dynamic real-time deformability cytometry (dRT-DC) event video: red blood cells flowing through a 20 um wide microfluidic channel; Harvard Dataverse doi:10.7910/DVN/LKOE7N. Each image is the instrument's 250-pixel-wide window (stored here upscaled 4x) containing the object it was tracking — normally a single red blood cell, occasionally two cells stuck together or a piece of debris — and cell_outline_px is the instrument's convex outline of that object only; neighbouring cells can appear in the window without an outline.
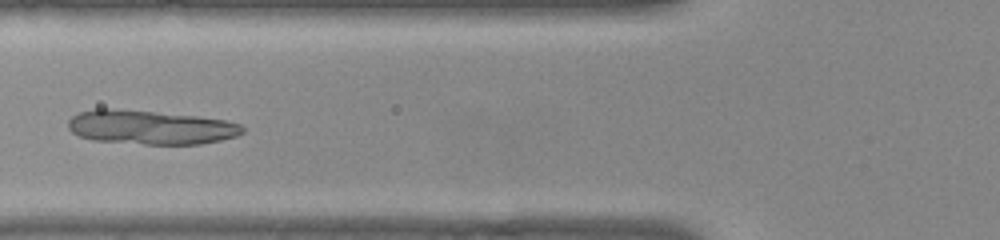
{"species": "common noctule bat (a hibernating species)", "species_latin": "Nyctalus noctula", "temperature_condition": "warm", "stored_images_in_passage": 47, "camera_frame_rate_fps": 3000, "um_per_image_px": 0.085, "animal": {"sex": "female", "body_mass_g": 22.0, "forearm_length_mm": 56.7}, "frame": {"image": 1, "passage_image": 14, "time_ms": 4.333, "image_size_px": [1000, 240], "cell_outline_px": [[244, 132], [236, 136], [220, 140], [200, 144], [144, 144], [92, 140], [80, 136], [72, 132], [68, 128], [68, 120], [76, 112], [96, 108], [104, 108], [152, 112], [196, 116], [224, 120], [240, 124], [244, 128]], "centroid_in_image_um": [12.75, 10.82], "position_along_channel_um": 113.1, "area_um2": 34.45}}
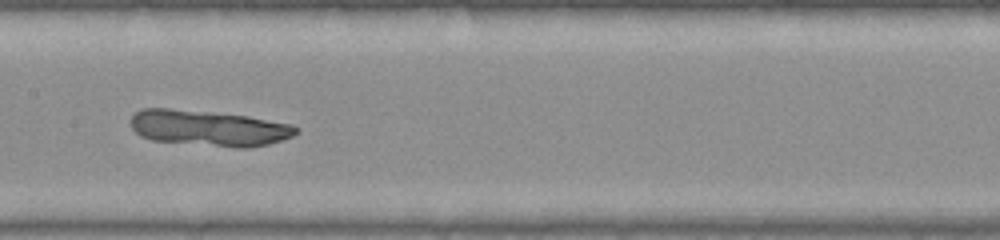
{"frame": {"image": 2, "passage_image": 20, "time_ms": 6.333, "image_size_px": [1000, 240], "cell_outline_px": [[300, 132], [292, 136], [268, 144], [248, 148], [236, 148], [152, 140], [140, 136], [132, 128], [132, 116], [140, 108], [168, 108], [248, 116], [292, 124], [300, 128]], "centroid_in_image_um": [17.77, 10.89], "position_along_channel_um": 189.6, "area_um2": 34.45}}
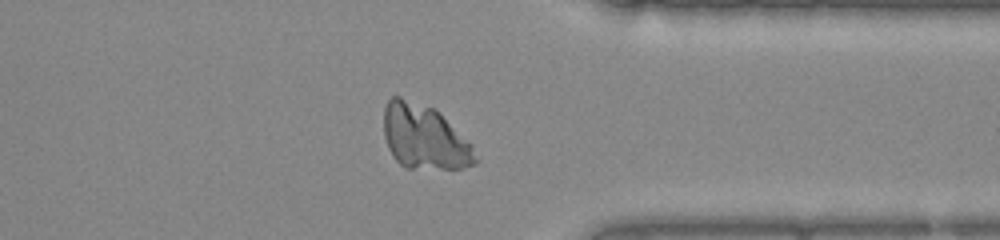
{"frame": {"image": 3, "passage_image": 35, "time_ms": 11.333, "image_size_px": [1000, 240], "cell_outline_px": [[480, 160], [476, 164], [464, 168], [404, 168], [392, 156], [388, 148], [384, 136], [384, 108], [388, 100], [392, 96], [400, 96], [432, 108], [472, 144]], "centroid_in_image_um": [36.06, 11.68], "position_along_channel_um": 375.3, "area_um2": 34.28}}